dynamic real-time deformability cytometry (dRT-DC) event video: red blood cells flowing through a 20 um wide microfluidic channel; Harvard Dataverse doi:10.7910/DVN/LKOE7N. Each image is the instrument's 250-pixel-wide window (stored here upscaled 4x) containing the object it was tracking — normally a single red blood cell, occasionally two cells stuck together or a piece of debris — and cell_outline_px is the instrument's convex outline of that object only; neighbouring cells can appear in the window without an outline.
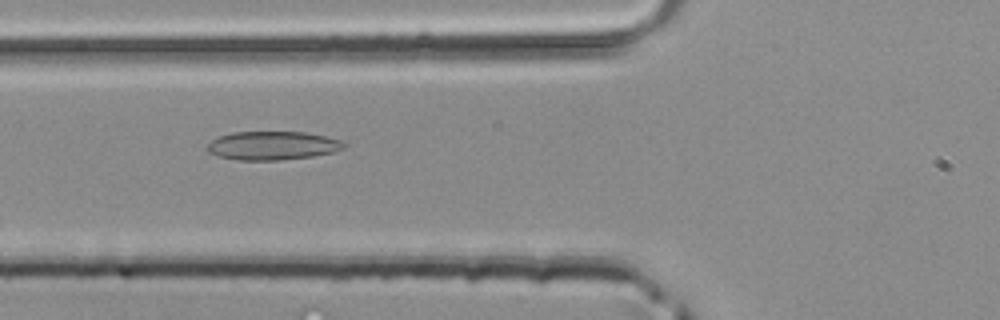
{"species": "common noctule bat (a hibernating species)", "species_latin": "Nyctalus noctula", "temperature_condition": "room temperature", "stored_images_in_passage": 2, "camera_frame_rate_fps": 3000, "um_per_image_px": 0.085, "animal": {"sex": "male", "body_mass_g": 20.4}, "frame": {"image": 1, "passage_image": 2, "time_ms": 0.333, "image_size_px": [1000, 320], "cell_outline_px": [[348, 144], [344, 148], [332, 152], [312, 156], [280, 160], [236, 160], [220, 156], [208, 152], [204, 148], [212, 140], [220, 136], [232, 132], [308, 132], [340, 140]], "centroid_in_image_um": [23.15, 12.37], "position_along_channel_um": 102.6, "area_um2": 22.77}}